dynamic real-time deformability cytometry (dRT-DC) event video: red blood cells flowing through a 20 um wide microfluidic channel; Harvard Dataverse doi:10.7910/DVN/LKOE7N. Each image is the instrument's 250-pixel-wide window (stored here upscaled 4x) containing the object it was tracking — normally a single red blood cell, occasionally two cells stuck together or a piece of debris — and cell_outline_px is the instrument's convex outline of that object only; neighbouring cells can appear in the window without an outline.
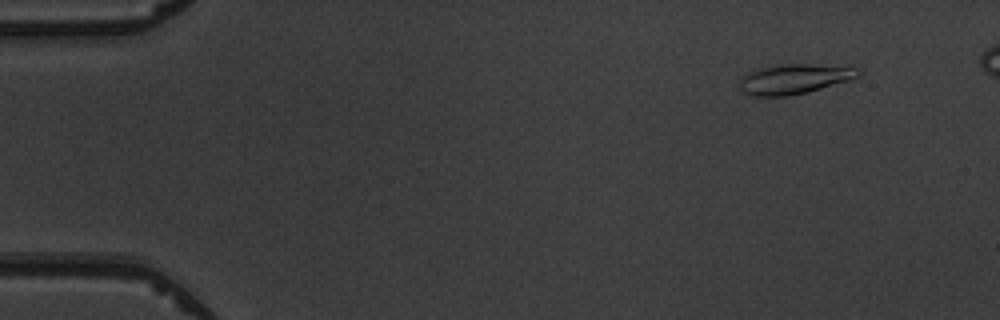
{"species": "common noctule bat (a hibernating species)", "species_latin": "Nyctalus noctula", "temperature_condition": "warm", "stored_images_in_passage": 4, "camera_frame_rate_fps": 3000, "um_per_image_px": 0.085, "animal": {"sex": "male", "body_mass_g": 19.5, "forearm_length_mm": 54.6}, "frame": {"image": 1, "passage_image": 1, "time_ms": 0.0, "image_size_px": [1000, 320], "cell_outline_px": [[864, 72], [860, 76], [848, 80], [808, 92], [788, 96], [752, 96], [744, 92], [740, 88], [740, 80], [752, 68], [776, 64], [808, 64], [856, 68]], "centroid_in_image_um": [67.47, 6.7], "position_along_channel_um": 17.5, "area_um2": 20.75}}